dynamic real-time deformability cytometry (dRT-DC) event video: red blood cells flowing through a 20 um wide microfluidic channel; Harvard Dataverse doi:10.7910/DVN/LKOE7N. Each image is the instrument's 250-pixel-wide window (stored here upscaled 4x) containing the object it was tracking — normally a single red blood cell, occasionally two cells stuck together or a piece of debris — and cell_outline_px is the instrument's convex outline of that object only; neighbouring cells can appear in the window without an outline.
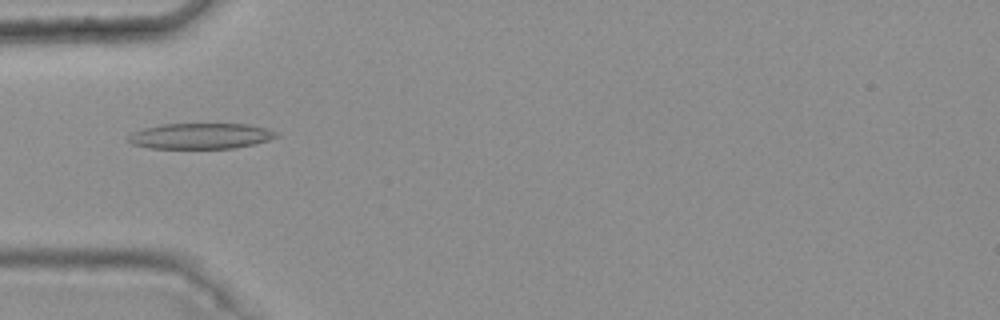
{"species": "common noctule bat (a hibernating species)", "species_latin": "Nyctalus noctula", "temperature_condition": "warm", "stored_images_in_passage": 7, "camera_frame_rate_fps": 3000, "um_per_image_px": 0.085, "animal": {"sex": "female", "body_mass_g": 25.1}, "frame": {"image": 1, "passage_image": 5, "time_ms": 1.333, "image_size_px": [1000, 320], "cell_outline_px": [[280, 136], [268, 140], [252, 144], [232, 148], [152, 148], [132, 144], [128, 140], [128, 136], [132, 132], [144, 128], [160, 124], [248, 124], [268, 128], [280, 132]], "centroid_in_image_um": [17.09, 11.55], "position_along_channel_um": 67.9, "area_um2": 22.2}}
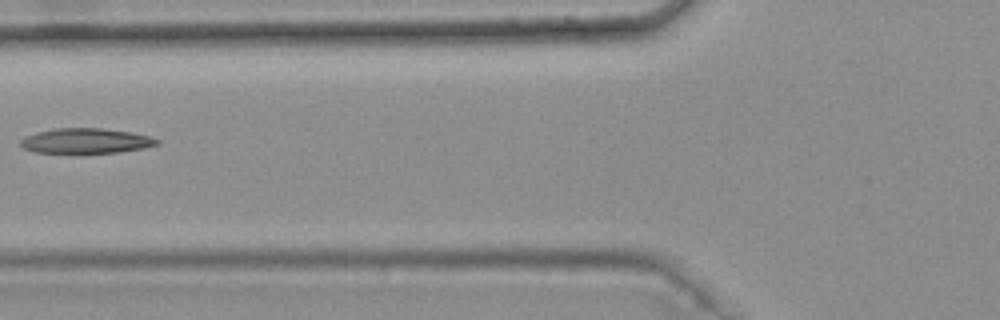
{"frame": {"image": 2, "passage_image": 6, "time_ms": 1.667, "image_size_px": [1000, 320], "cell_outline_px": [[160, 144], [144, 148], [116, 152], [32, 152], [24, 148], [20, 144], [20, 140], [24, 136], [36, 132], [52, 128], [100, 128], [132, 132], [148, 136], [160, 140]], "centroid_in_image_um": [7.28, 11.96], "position_along_channel_um": 118.5, "area_um2": 19.83}}
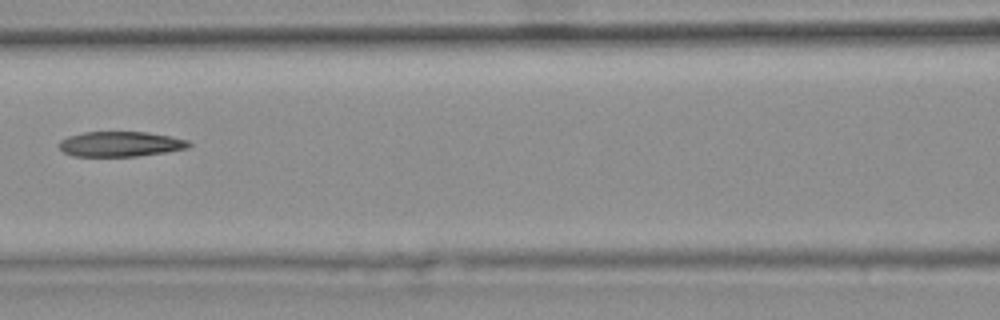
{"frame": {"image": 3, "passage_image": 7, "time_ms": 2.0, "image_size_px": [1000, 320], "cell_outline_px": [[192, 144], [188, 148], [168, 152], [136, 156], [72, 156], [64, 152], [56, 144], [60, 140], [68, 136], [84, 132], [148, 132], [188, 140]], "centroid_in_image_um": [10.22, 12.24], "position_along_channel_um": 156.4, "area_um2": 19.07}}